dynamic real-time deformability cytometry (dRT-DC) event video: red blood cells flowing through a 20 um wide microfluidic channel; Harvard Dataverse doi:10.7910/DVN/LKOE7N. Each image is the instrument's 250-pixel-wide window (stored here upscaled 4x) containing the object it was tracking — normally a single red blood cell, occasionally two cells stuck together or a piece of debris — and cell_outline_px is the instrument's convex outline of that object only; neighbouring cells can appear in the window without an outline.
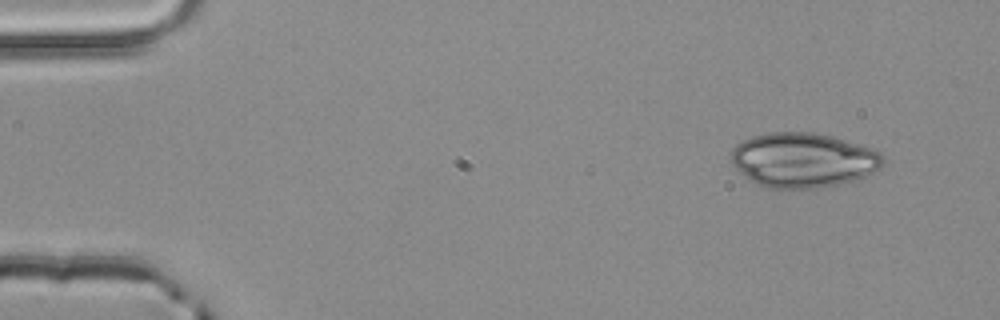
{"species": "common noctule bat (a hibernating species)", "species_latin": "Nyctalus noctula", "temperature_condition": "room temperature", "stored_images_in_passage": 3, "camera_frame_rate_fps": 3000, "um_per_image_px": 0.085, "animal": {"sex": "male", "body_mass_g": 20.4}, "frame": {"image": 1, "passage_image": 1, "time_ms": 0.0, "image_size_px": [1000, 320], "cell_outline_px": [[884, 164], [880, 168], [856, 180], [840, 184], [820, 188], [768, 188], [756, 184], [740, 172], [732, 164], [732, 148], [736, 144], [752, 136], [768, 132], [816, 132], [832, 136], [872, 148], [880, 152], [884, 156]], "centroid_in_image_um": [68.28, 13.6], "position_along_channel_um": 16.7, "area_um2": 48.61}}